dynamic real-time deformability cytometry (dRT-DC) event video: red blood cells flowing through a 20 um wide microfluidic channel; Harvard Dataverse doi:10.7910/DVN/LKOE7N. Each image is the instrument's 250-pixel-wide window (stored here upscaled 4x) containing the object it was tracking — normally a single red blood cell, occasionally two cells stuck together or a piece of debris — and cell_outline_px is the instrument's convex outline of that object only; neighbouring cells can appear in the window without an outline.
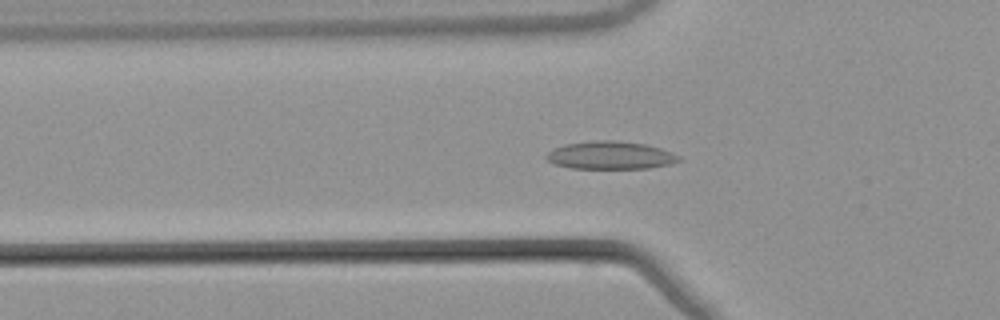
{"species": "common noctule bat (a hibernating species)", "species_latin": "Nyctalus noctula", "temperature_condition": "warm", "stored_images_in_passage": 54, "camera_frame_rate_fps": 3000, "um_per_image_px": 0.085, "animal": {"sex": "male", "body_mass_g": 21.5, "forearm_length_mm": 52.0}, "frame": {"image": 1, "passage_image": 18, "time_ms": 5.667, "image_size_px": [1000, 320], "cell_outline_px": [[684, 160], [672, 164], [648, 168], [572, 168], [556, 164], [548, 160], [544, 156], [552, 148], [564, 144], [596, 140], [616, 140], [644, 144], [660, 148], [672, 152], [680, 156]], "centroid_in_image_um": [51.91, 13.19], "position_along_channel_um": 73.9, "area_um2": 21.62}}
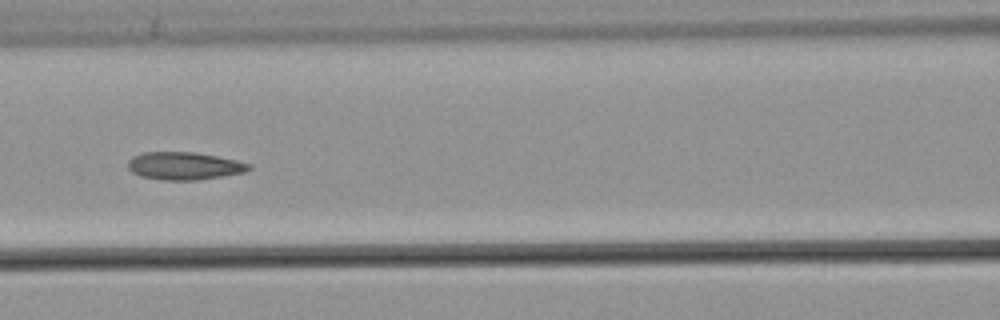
{"frame": {"image": 2, "passage_image": 24, "time_ms": 7.667, "image_size_px": [1000, 320], "cell_outline_px": [[252, 168], [244, 172], [196, 180], [160, 180], [140, 176], [132, 172], [128, 168], [128, 160], [132, 156], [140, 152], [192, 152], [216, 156], [236, 160], [252, 164]], "centroid_in_image_um": [15.62, 14.1], "position_along_channel_um": 151.0, "area_um2": 19.54}}
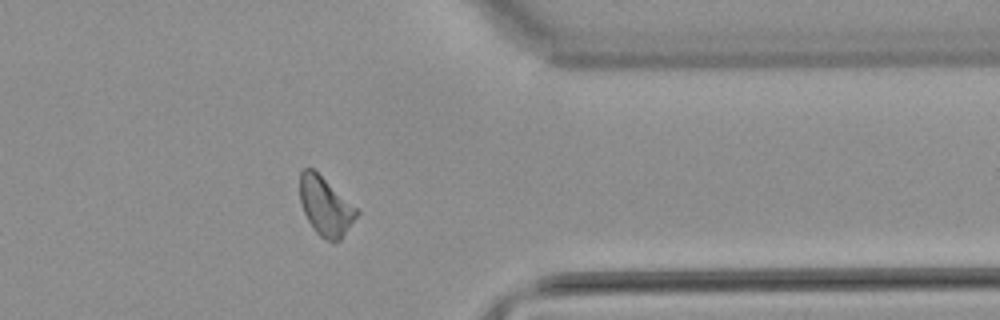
{"frame": {"image": 3, "passage_image": 43, "time_ms": 14.0, "image_size_px": [1000, 320], "cell_outline_px": [[360, 212], [340, 240], [332, 244], [320, 236], [316, 232], [308, 220], [304, 212], [300, 200], [300, 172], [304, 168], [312, 168], [360, 208]], "centroid_in_image_um": [27.7, 17.54], "position_along_channel_um": 383.7, "area_um2": 19.65}, "authors_computed_cell_mechanics": {"area_um2": 19.4786, "velocity_mm_per_s": 3.8445, "shape_relaxation_time_tau1_ms": null, "shape_relaxation_time_tau2_ms": 3.101, "deformation_change_tau1": null, "deformation_change_tau2": 0.0751}}